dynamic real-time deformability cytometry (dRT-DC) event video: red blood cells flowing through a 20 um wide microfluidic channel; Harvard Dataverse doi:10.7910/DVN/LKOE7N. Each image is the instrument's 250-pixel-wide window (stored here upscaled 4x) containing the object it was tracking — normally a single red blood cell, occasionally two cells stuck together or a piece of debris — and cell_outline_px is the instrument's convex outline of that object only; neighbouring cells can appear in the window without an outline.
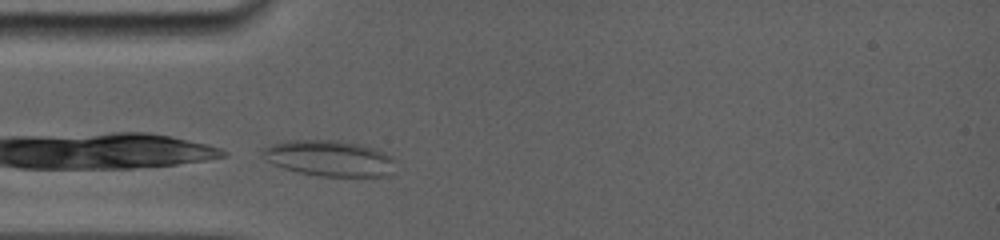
{"species": "common noctule bat (a hibernating species)", "species_latin": "Nyctalus noctula", "temperature_condition": "room temperature", "stored_images_in_passage": 31, "camera_frame_rate_fps": 5000, "um_per_image_px": 0.085, "animal": {"sex": "female", "body_mass_g": 19.0, "forearm_length_mm": 56.7}, "frame": {"image": 1, "passage_image": 1, "time_ms": 0.0, "image_size_px": [1000, 240], "cell_outline_px": [[396, 160], [392, 172], [388, 176], [316, 176], [296, 172], [272, 164], [260, 152], [260, 148], [284, 140], [336, 140], [360, 144], [384, 152], [392, 156]], "centroid_in_image_um": [27.98, 13.45], "position_along_channel_um": 57.0, "area_um2": 28.03}}
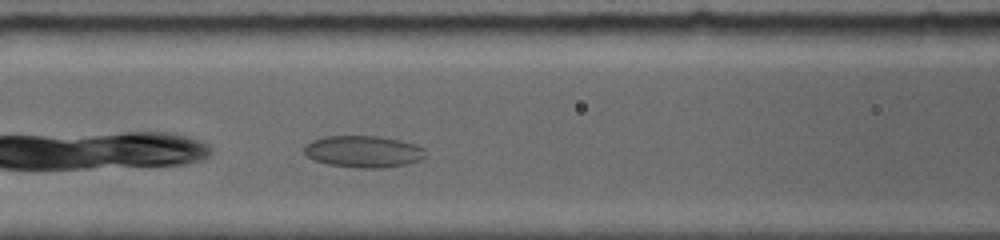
{"frame": {"image": 2, "passage_image": 10, "time_ms": 2.2, "image_size_px": [1000, 240], "cell_outline_px": [[428, 156], [420, 160], [408, 164], [380, 168], [356, 168], [328, 164], [312, 160], [304, 152], [304, 144], [312, 140], [324, 136], [380, 136], [400, 140], [416, 144], [424, 148]], "centroid_in_image_um": [30.9, 12.88], "position_along_channel_um": 135.7, "area_um2": 22.83}}
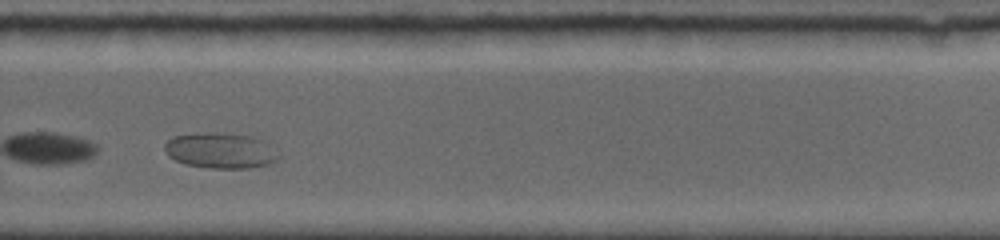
{"frame": {"image": 3, "passage_image": 24, "time_ms": 7.0, "image_size_px": [1000, 240], "cell_outline_px": [[280, 156], [276, 160], [268, 164], [248, 168], [208, 168], [184, 164], [168, 156], [164, 152], [164, 144], [172, 136], [196, 132], [224, 132], [252, 136], [264, 140]], "centroid_in_image_um": [18.69, 12.78], "position_along_channel_um": 311.1, "area_um2": 23.99}}